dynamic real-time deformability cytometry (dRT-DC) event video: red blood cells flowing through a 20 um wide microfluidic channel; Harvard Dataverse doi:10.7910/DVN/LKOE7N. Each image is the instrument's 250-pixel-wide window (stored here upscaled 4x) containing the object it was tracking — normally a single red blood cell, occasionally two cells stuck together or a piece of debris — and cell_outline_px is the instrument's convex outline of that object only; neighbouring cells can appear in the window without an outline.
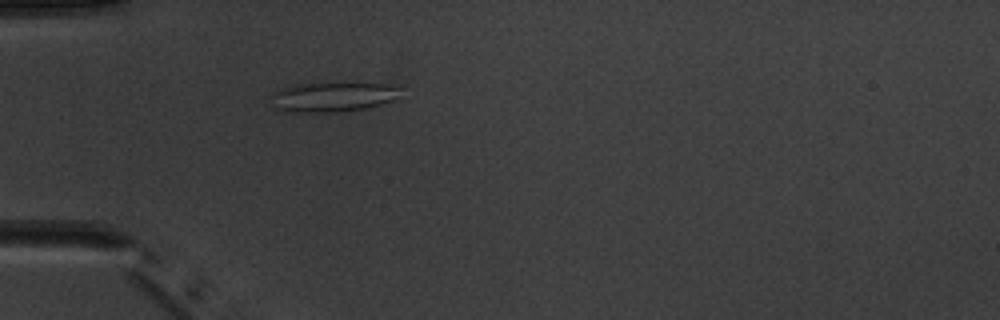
{"species": "common noctule bat (a hibernating species)", "species_latin": "Nyctalus noctula", "temperature_condition": "warm", "stored_images_in_passage": 4, "camera_frame_rate_fps": 3000, "um_per_image_px": 0.085, "animal": {"sex": "male", "body_mass_g": 20.1, "forearm_length_mm": 53.5}, "frame": {"image": 1, "passage_image": 4, "time_ms": 4.333, "image_size_px": [1000, 320], "cell_outline_px": [[396, 88], [392, 100], [380, 104], [364, 108], [332, 112], [296, 112], [276, 108], [276, 92], [292, 84], [396, 84]], "centroid_in_image_um": [28.29, 8.24], "position_along_channel_um": 56.7, "area_um2": 20.98}}